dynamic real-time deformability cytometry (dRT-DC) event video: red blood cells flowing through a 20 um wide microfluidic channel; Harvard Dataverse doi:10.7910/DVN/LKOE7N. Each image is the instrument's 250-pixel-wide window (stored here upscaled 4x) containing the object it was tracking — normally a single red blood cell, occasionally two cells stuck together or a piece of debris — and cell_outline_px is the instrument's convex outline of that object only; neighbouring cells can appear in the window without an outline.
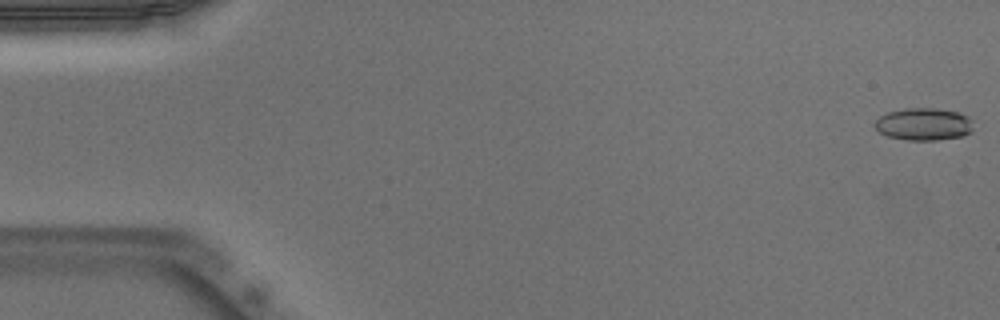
{"species": "Egyptian fruit bat (a non-hibernating species)", "species_latin": "Rousettus aegyptiacus", "temperature_condition": "warm", "stored_images_in_passage": 51, "camera_frame_rate_fps": 3000, "um_per_image_px": 0.085, "animal": {"sex": "male"}, "frame": {"image": 1, "passage_image": 1, "time_ms": 0.0, "image_size_px": [1000, 320], "cell_outline_px": [[972, 132], [964, 136], [936, 140], [908, 140], [888, 136], [880, 132], [872, 124], [884, 112], [904, 108], [936, 108], [960, 112], [968, 116], [972, 120]], "centroid_in_image_um": [78.52, 10.54], "position_along_channel_um": 6.5, "area_um2": 18.9}}
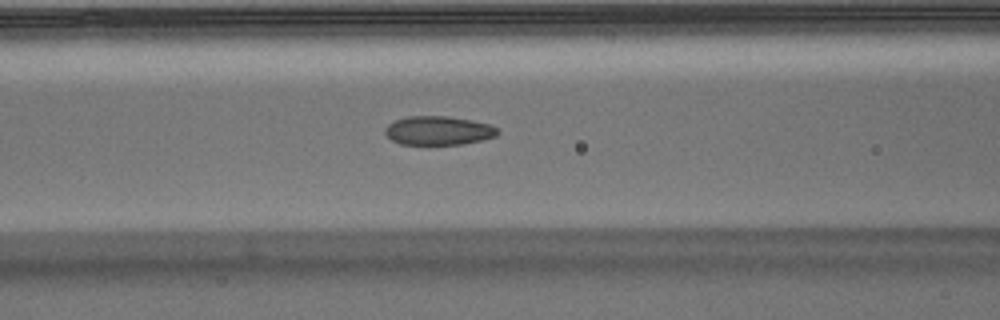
{"frame": {"image": 2, "passage_image": 21, "time_ms": 6.667, "image_size_px": [1000, 320], "cell_outline_px": [[500, 132], [496, 136], [464, 144], [400, 144], [392, 140], [384, 132], [384, 128], [388, 124], [396, 120], [408, 116], [448, 116], [472, 120], [492, 124]], "centroid_in_image_um": [37.28, 11.09], "position_along_channel_um": 129.3, "area_um2": 18.96}}
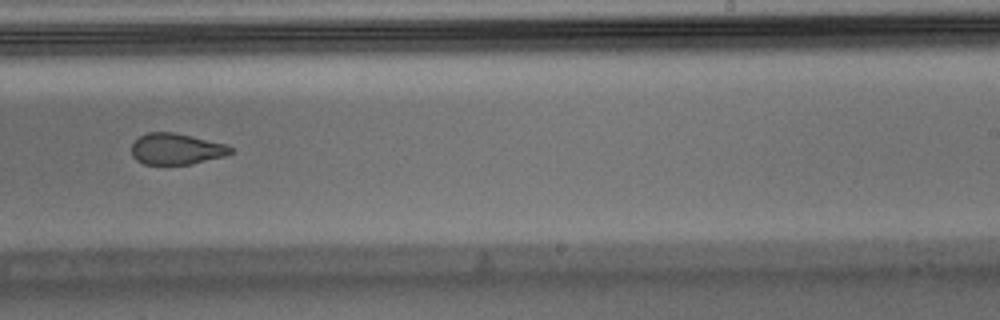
{"frame": {"image": 3, "passage_image": 32, "time_ms": 10.333, "image_size_px": [1000, 320], "cell_outline_px": [[232, 152], [224, 156], [192, 164], [144, 164], [136, 160], [132, 156], [132, 144], [140, 136], [148, 132], [172, 132], [192, 136], [228, 144], [232, 148]], "centroid_in_image_um": [14.99, 12.66], "position_along_channel_um": 274.0, "area_um2": 17.98}, "authors_computed_cell_mechanics": {"area_um2": 19.4208, "velocity_mm_per_s": 3.9451, "shape_relaxation_time_tau1_ms": null, "shape_relaxation_time_tau2_ms": 1.7158, "deformation_change_tau1": null, "deformation_change_tau2": 0.084}}